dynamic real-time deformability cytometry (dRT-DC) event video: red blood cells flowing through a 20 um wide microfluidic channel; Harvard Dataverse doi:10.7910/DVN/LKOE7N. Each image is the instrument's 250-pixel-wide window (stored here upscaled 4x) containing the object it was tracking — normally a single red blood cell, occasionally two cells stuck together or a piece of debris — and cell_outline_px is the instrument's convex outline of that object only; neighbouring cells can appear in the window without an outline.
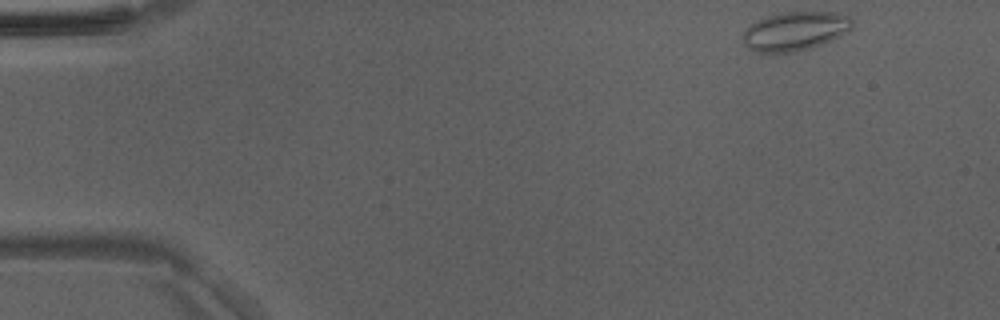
{"species": "Egyptian fruit bat (a non-hibernating species)", "species_latin": "Rousettus aegyptiacus", "temperature_condition": "room temperature", "stored_images_in_passage": 45, "camera_frame_rate_fps": 3000, "um_per_image_px": 0.085, "animal": {"sex": "male"}, "frame": {"image": 1, "passage_image": 1, "time_ms": 0.0, "image_size_px": [1000, 320], "cell_outline_px": [[852, 28], [848, 32], [832, 40], [812, 48], [792, 52], [768, 56], [756, 52], [748, 48], [744, 44], [740, 36], [752, 24], [768, 16], [780, 12], [836, 12], [848, 16], [852, 20]], "centroid_in_image_um": [67.55, 2.69], "position_along_channel_um": 17.4, "area_um2": 25.32}}
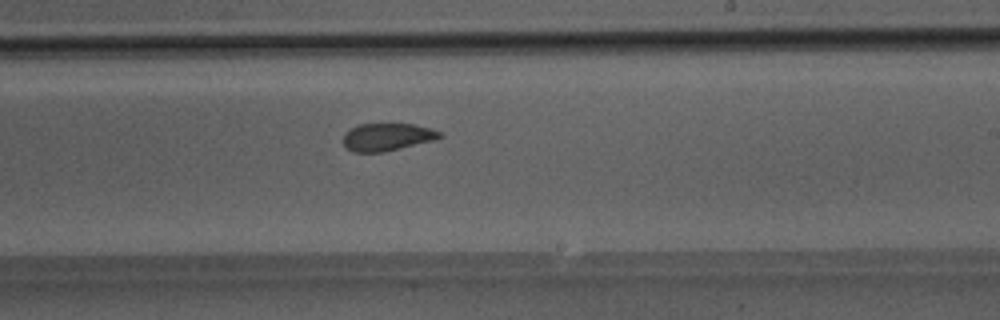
{"frame": {"image": 2, "passage_image": 26, "time_ms": 8.333, "image_size_px": [1000, 320], "cell_outline_px": [[444, 136], [432, 140], [384, 152], [352, 152], [344, 148], [344, 132], [348, 128], [360, 124], [412, 124], [432, 128], [440, 132]], "centroid_in_image_um": [32.86, 11.64], "position_along_channel_um": 256.1, "area_um2": 15.55}}
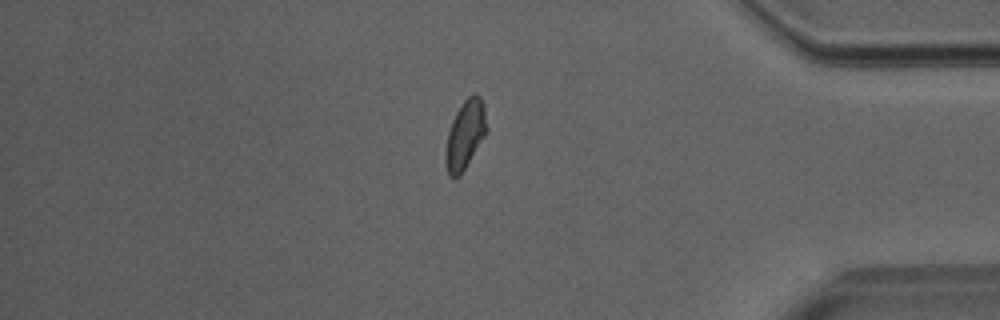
{"frame": {"image": 3, "passage_image": 38, "time_ms": 12.333, "image_size_px": [1000, 320], "cell_outline_px": [[488, 132], [460, 176], [448, 176], [444, 160], [444, 156], [448, 132], [452, 120], [456, 112], [464, 100], [472, 92], [480, 96], [484, 108], [488, 128]], "centroid_in_image_um": [39.54, 11.45], "position_along_channel_um": 395.7, "area_um2": 16.65}}